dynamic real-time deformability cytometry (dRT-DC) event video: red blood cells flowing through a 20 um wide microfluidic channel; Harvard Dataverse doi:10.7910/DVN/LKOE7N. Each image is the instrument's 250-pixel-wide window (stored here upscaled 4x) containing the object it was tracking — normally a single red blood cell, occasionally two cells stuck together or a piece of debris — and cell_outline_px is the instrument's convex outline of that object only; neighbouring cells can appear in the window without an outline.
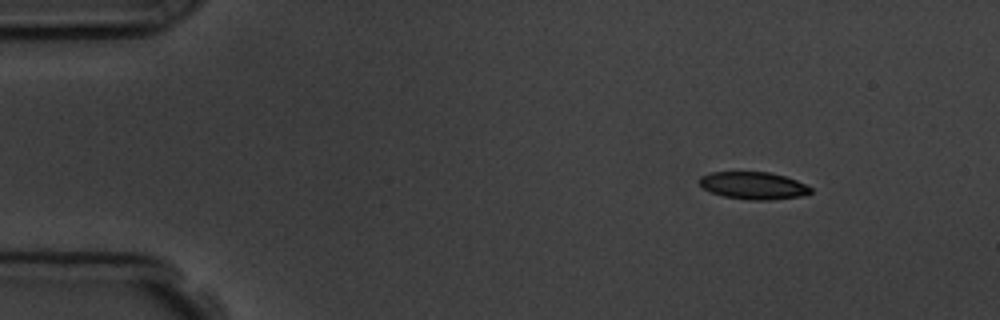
{"species": "common noctule bat (a hibernating species)", "species_latin": "Nyctalus noctula", "temperature_condition": "room temperature", "stored_images_in_passage": 5, "camera_frame_rate_fps": 3000, "um_per_image_px": 0.085, "animal": {"sex": "male", "body_mass_g": 19.5, "forearm_length_mm": 54.6}, "frame": {"image": 1, "passage_image": 1, "time_ms": 0.0, "image_size_px": [1000, 320], "cell_outline_px": [[812, 192], [800, 196], [772, 200], [748, 200], [724, 196], [712, 192], [704, 188], [700, 184], [700, 176], [712, 172], [768, 172], [784, 176], [796, 180], [812, 188]], "centroid_in_image_um": [64.05, 15.77], "position_along_channel_um": 21.0, "area_um2": 17.57}}
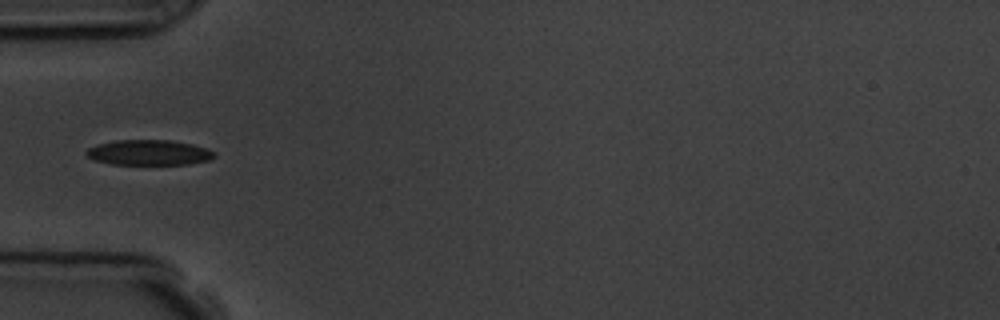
{"frame": {"image": 2, "passage_image": 4, "time_ms": 3.667, "image_size_px": [1000, 320], "cell_outline_px": [[216, 156], [208, 160], [188, 164], [112, 164], [96, 160], [88, 156], [84, 152], [88, 148], [96, 144], [116, 140], [168, 140], [192, 144], [208, 148], [216, 152]], "centroid_in_image_um": [12.67, 12.96], "position_along_channel_um": 72.3, "area_um2": 18.84}}